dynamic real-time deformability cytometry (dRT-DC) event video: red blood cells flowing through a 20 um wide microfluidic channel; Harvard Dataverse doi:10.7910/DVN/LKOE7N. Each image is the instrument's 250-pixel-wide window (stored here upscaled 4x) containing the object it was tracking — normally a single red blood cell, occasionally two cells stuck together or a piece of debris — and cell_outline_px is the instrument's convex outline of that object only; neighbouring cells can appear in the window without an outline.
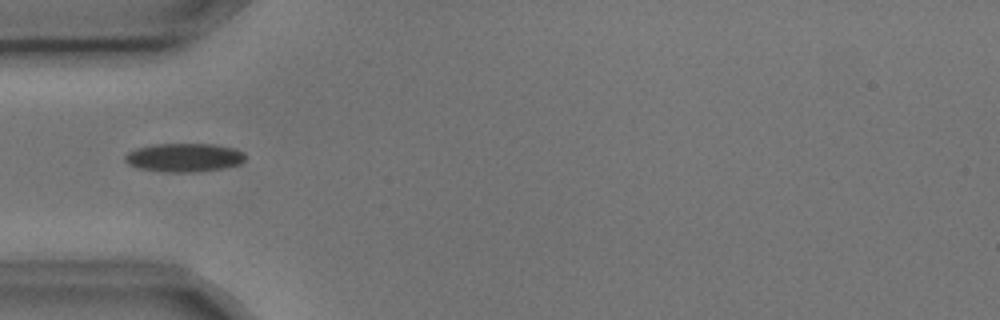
{"species": "common noctule bat (a hibernating species)", "species_latin": "Nyctalus noctula", "temperature_condition": "cold", "stored_images_in_passage": 7, "camera_frame_rate_fps": 3000, "um_per_image_px": 0.085, "animal": {"sex": "male", "body_mass_g": 17.9, "forearm_length_mm": 54.2}, "frame": {"image": 1, "passage_image": 2, "time_ms": 0.333, "image_size_px": [1000, 320], "cell_outline_px": [[244, 160], [240, 164], [220, 168], [192, 172], [168, 172], [136, 168], [128, 164], [124, 160], [124, 156], [128, 152], [136, 148], [156, 144], [212, 144], [236, 148], [244, 152]], "centroid_in_image_um": [15.62, 13.38], "position_along_channel_um": 69.4, "area_um2": 20.0}}
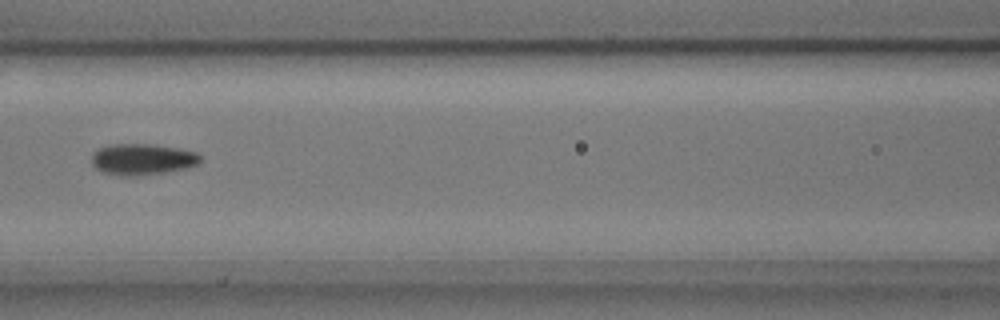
{"frame": {"image": 2, "passage_image": 4, "time_ms": 1.0, "image_size_px": [1000, 320], "cell_outline_px": [[200, 160], [196, 164], [184, 168], [164, 172], [136, 176], [120, 176], [104, 172], [96, 168], [92, 164], [92, 152], [96, 148], [112, 144], [152, 144], [180, 148], [196, 152], [200, 156]], "centroid_in_image_um": [12.05, 13.52], "position_along_channel_um": 154.6, "area_um2": 19.77}}
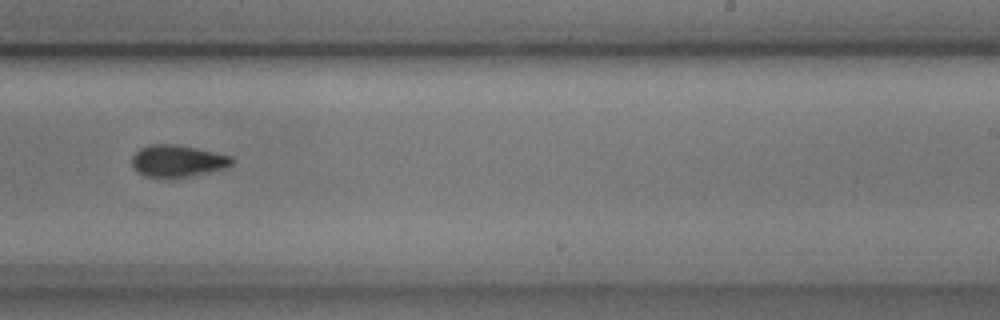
{"frame": {"image": 3, "passage_image": 7, "time_ms": 2.0, "image_size_px": [1000, 320], "cell_outline_px": [[232, 164], [224, 168], [184, 176], [144, 176], [136, 172], [132, 168], [132, 156], [140, 148], [148, 144], [176, 144], [232, 156]], "centroid_in_image_um": [15.02, 13.65], "position_along_channel_um": 274.0, "area_um2": 18.09}}